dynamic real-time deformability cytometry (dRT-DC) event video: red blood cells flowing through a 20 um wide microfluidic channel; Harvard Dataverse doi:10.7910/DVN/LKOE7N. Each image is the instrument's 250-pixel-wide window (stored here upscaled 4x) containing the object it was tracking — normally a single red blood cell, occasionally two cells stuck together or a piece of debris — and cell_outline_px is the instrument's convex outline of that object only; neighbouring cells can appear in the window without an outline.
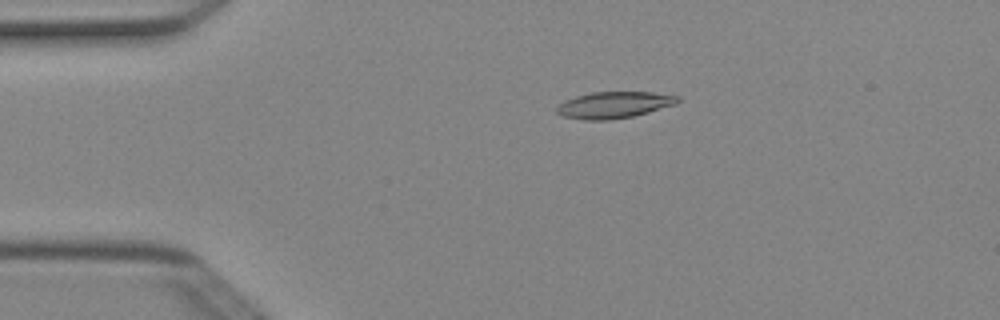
{"species": "Egyptian fruit bat (a non-hibernating species)", "species_latin": "Rousettus aegyptiacus", "temperature_condition": "cold", "stored_images_in_passage": 4, "camera_frame_rate_fps": 3000, "um_per_image_px": 0.085, "animal": {"sex": "female"}, "frame": {"image": 1, "passage_image": 3, "time_ms": 0.667, "image_size_px": [1000, 320], "cell_outline_px": [[680, 100], [676, 104], [648, 112], [632, 116], [608, 120], [584, 120], [564, 116], [556, 112], [556, 108], [564, 100], [576, 96], [592, 92], [652, 92], [680, 96]], "centroid_in_image_um": [52.2, 8.91], "position_along_channel_um": 32.8, "area_um2": 18.61}}